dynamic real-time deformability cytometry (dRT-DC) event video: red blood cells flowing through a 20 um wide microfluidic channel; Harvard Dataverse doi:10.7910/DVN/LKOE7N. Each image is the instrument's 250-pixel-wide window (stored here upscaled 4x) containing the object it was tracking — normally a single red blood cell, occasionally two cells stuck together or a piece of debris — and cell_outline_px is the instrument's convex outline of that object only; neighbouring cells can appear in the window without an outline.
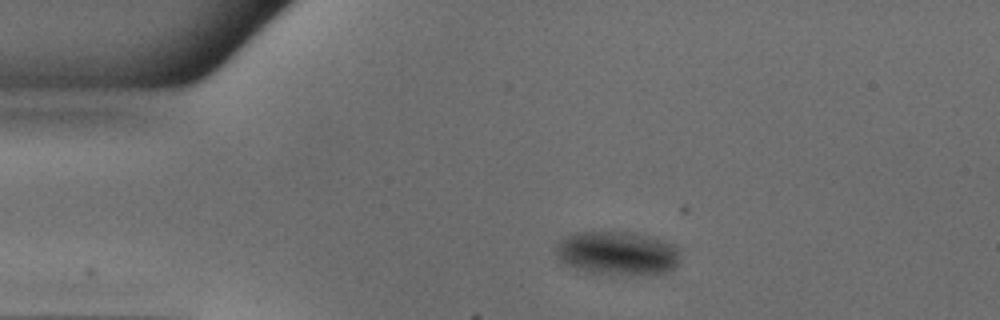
{"species": "common noctule bat (a hibernating species)", "species_latin": "Nyctalus noctula", "temperature_condition": "warm", "stored_images_in_passage": 41, "camera_frame_rate_fps": 3000, "um_per_image_px": 0.085, "animal": {"sex": "male", "body_mass_g": 18.8}, "frame": {"image": 1, "passage_image": 1, "time_ms": 0.0, "image_size_px": [1000, 320], "cell_outline_px": [[680, 260], [676, 268], [668, 272], [644, 276], [628, 276], [584, 272], [564, 264], [556, 256], [556, 244], [564, 236], [576, 232], [636, 232], [652, 236], [672, 244], [676, 248], [680, 256]], "centroid_in_image_um": [52.49, 21.55], "position_along_channel_um": 32.5, "area_um2": 32.66}}
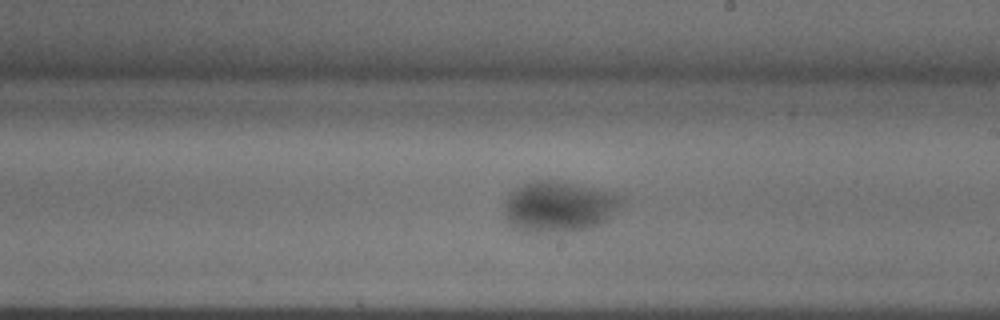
{"frame": {"image": 2, "passage_image": 20, "time_ms": 6.333, "image_size_px": [1000, 320], "cell_outline_px": [[624, 200], [604, 220], [588, 228], [564, 232], [532, 232], [512, 228], [508, 224], [504, 212], [504, 200], [508, 192], [524, 184], [536, 180], [544, 180], [572, 184], [624, 196]], "centroid_in_image_um": [47.39, 17.58], "position_along_channel_um": 241.6, "area_um2": 34.04}}
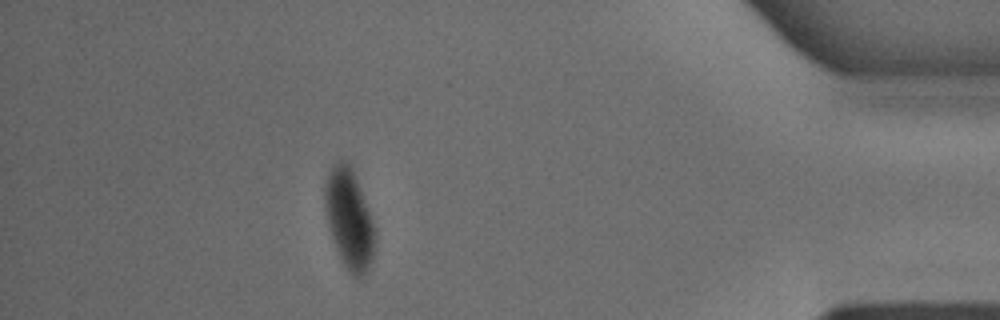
{"frame": {"image": 3, "passage_image": 36, "time_ms": 11.667, "image_size_px": [1000, 320], "cell_outline_px": [[376, 240], [372, 260], [364, 276], [356, 280], [348, 272], [332, 240], [328, 224], [324, 204], [324, 184], [332, 168], [340, 160], [344, 160], [348, 164], [356, 180], [372, 220], [376, 232]], "centroid_in_image_um": [29.68, 18.72], "position_along_channel_um": 405.5, "area_um2": 28.67}}